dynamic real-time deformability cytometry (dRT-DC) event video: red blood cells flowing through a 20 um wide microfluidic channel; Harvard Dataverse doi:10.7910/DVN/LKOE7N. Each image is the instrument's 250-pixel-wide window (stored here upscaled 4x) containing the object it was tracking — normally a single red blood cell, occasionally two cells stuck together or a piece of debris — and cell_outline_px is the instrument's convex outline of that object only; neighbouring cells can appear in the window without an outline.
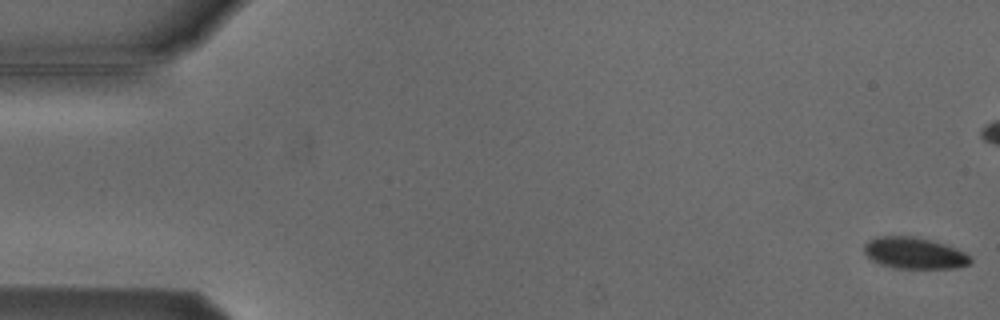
{"species": "Egyptian fruit bat (a non-hibernating species)", "species_latin": "Rousettus aegyptiacus", "temperature_condition": "cold", "stored_images_in_passage": 7, "camera_frame_rate_fps": 3000, "um_per_image_px": 0.085, "animal": {"sex": "male"}, "frame": {"image": 1, "passage_image": 1, "time_ms": 0.0, "image_size_px": [1000, 320], "cell_outline_px": [[972, 264], [956, 268], [892, 268], [880, 264], [872, 260], [864, 252], [864, 244], [868, 240], [876, 236], [912, 236], [944, 244], [956, 248], [972, 256]], "centroid_in_image_um": [77.73, 21.52], "position_along_channel_um": 7.3, "area_um2": 19.59}}
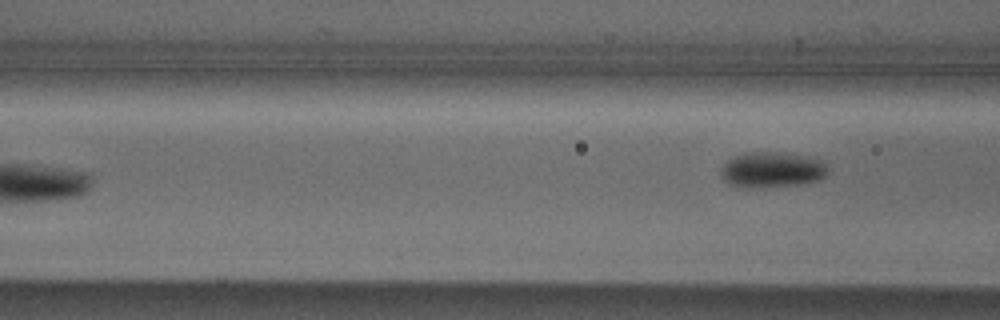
{"frame": {"image": 2, "passage_image": 7, "time_ms": 8.0, "image_size_px": [1000, 320], "cell_outline_px": [[828, 172], [820, 180], [800, 184], [740, 188], [736, 188], [728, 184], [720, 176], [720, 168], [728, 160], [744, 152], [776, 152], [800, 156], [820, 160], [828, 168]], "centroid_in_image_um": [65.54, 14.44], "position_along_channel_um": 101.1, "area_um2": 22.02}}